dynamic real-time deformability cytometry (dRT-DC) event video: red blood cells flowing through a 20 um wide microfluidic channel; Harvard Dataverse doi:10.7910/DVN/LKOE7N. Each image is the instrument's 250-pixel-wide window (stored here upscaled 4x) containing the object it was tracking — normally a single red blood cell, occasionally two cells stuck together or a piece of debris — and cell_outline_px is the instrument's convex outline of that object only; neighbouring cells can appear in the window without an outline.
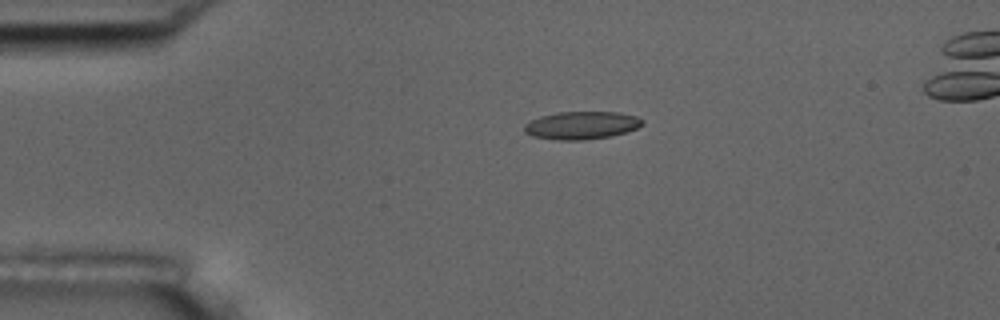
{"species": "common noctule bat (a hibernating species)", "species_latin": "Nyctalus noctula", "temperature_condition": "room temperature", "stored_images_in_passage": 44, "camera_frame_rate_fps": 3000, "um_per_image_px": 0.085, "animal": {"sex": "male", "body_mass_g": 17.5, "forearm_length_mm": 52.3}, "frame": {"image": 1, "passage_image": 1, "time_ms": 0.0, "image_size_px": [1000, 320], "cell_outline_px": [[644, 124], [636, 128], [612, 136], [584, 140], [560, 140], [532, 136], [524, 132], [524, 124], [540, 116], [556, 112], [620, 112], [636, 116], [644, 120]], "centroid_in_image_um": [49.43, 10.65], "position_along_channel_um": 35.6, "area_um2": 19.19}}
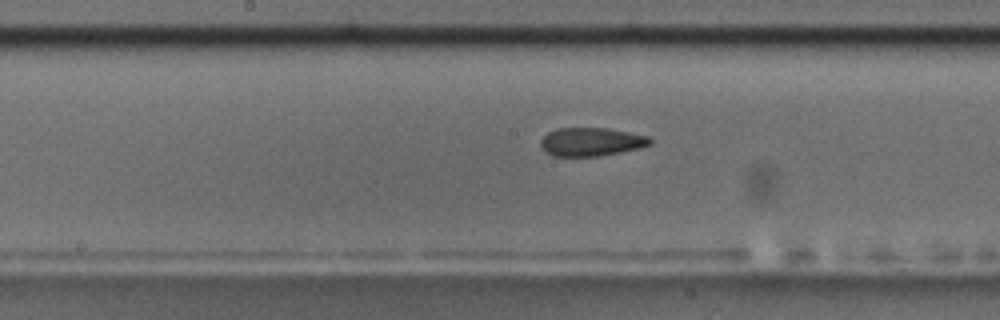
{"frame": {"image": 2, "passage_image": 17, "time_ms": 5.333, "image_size_px": [1000, 320], "cell_outline_px": [[652, 144], [640, 148], [600, 156], [552, 156], [544, 152], [540, 144], [540, 140], [548, 132], [556, 128], [608, 128], [648, 136], [652, 140]], "centroid_in_image_um": [50.23, 12.06], "position_along_channel_um": 198.0, "area_um2": 18.26}}
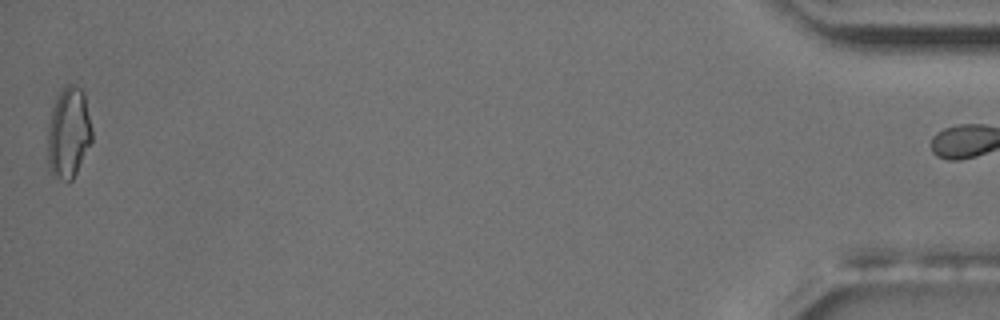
{"frame": {"image": 3, "passage_image": 43, "time_ms": 14.0, "image_size_px": [1000, 320], "cell_outline_px": [[92, 140], [72, 180], [68, 184], [56, 176], [52, 172], [48, 164], [48, 124], [52, 108], [60, 92], [68, 84], [72, 84], [80, 88], [84, 92], [92, 128]], "centroid_in_image_um": [5.84, 11.29], "position_along_channel_um": 429.4, "area_um2": 23.29}, "authors_computed_cell_mechanics": {"area_um2": 18.8428, "velocity_mm_per_s": 3.7438, "shape_relaxation_time_tau1_ms": null, "shape_relaxation_time_tau2_ms": 2.9397, "deformation_change_tau1": null, "deformation_change_tau2": 0.1101}}